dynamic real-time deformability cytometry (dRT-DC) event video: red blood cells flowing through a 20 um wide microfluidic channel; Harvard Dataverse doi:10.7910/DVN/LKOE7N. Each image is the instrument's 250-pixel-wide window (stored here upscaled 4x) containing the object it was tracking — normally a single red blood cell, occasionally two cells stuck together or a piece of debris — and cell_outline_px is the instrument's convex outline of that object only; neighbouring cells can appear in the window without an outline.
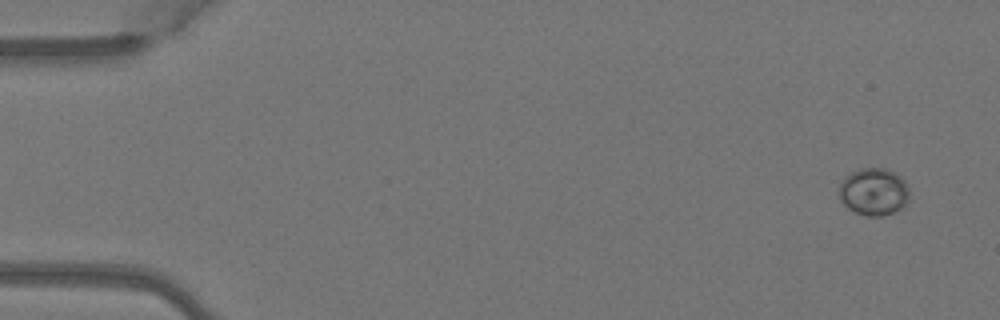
{"species": "Egyptian fruit bat (a non-hibernating species)", "species_latin": "Rousettus aegyptiacus", "temperature_condition": "warm", "stored_images_in_passage": 3, "camera_frame_rate_fps": 3000, "um_per_image_px": 0.085, "animal": {"sex": "female"}, "frame": {"image": 1, "passage_image": 1, "time_ms": 0.0, "image_size_px": [1000, 320], "cell_outline_px": [[908, 200], [900, 208], [892, 212], [880, 216], [864, 216], [852, 212], [840, 200], [840, 184], [844, 176], [860, 168], [884, 168], [896, 172], [904, 180], [908, 188]], "centroid_in_image_um": [74.24, 16.29], "position_along_channel_um": 10.8, "area_um2": 19.42}}